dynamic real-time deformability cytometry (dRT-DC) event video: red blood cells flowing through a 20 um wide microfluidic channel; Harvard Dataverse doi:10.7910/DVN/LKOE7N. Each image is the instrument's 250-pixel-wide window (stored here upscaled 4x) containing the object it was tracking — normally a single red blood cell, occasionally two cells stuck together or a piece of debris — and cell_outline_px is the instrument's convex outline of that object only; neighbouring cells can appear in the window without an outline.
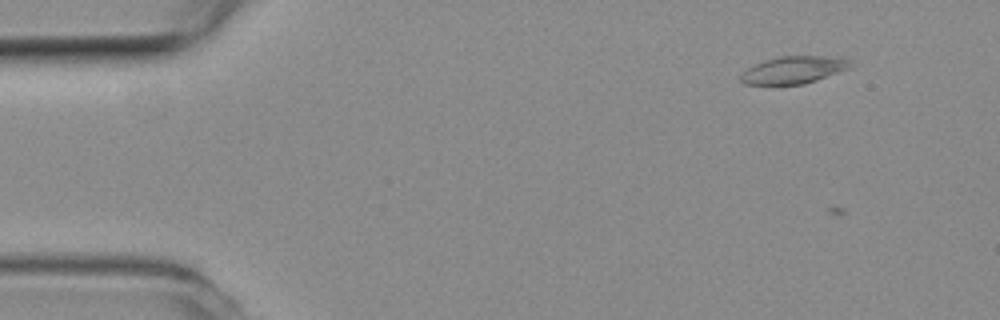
{"species": "common noctule bat (a hibernating species)", "species_latin": "Nyctalus noctula", "temperature_condition": "room temperature", "stored_images_in_passage": 2, "camera_frame_rate_fps": 3000, "um_per_image_px": 0.085, "animal": {"sex": "female", "body_mass_g": 19.3, "forearm_length_mm": 54.1}, "frame": {"image": 1, "passage_image": 1, "time_ms": 0.0, "image_size_px": [1000, 320], "cell_outline_px": [[852, 60], [848, 68], [816, 80], [804, 84], [744, 84], [740, 80], [740, 76], [748, 68], [764, 60], [780, 56], [840, 56]], "centroid_in_image_um": [67.47, 5.92], "position_along_channel_um": 17.5, "area_um2": 17.28}}